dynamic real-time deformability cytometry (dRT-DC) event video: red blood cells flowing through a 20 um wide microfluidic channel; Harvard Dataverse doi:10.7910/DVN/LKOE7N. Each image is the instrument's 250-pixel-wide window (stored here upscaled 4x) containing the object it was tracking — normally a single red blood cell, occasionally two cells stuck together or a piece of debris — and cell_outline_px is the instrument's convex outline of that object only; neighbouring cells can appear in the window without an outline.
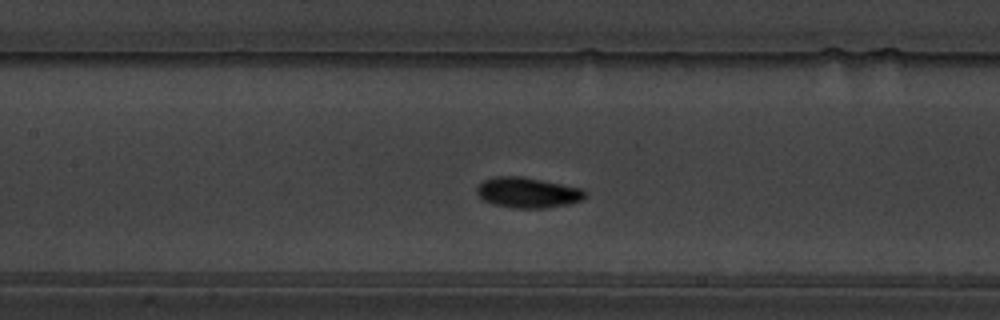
{"species": "common noctule bat (a hibernating species)", "species_latin": "Nyctalus noctula", "temperature_condition": "warm", "stored_images_in_passage": 45, "camera_frame_rate_fps": 3000, "um_per_image_px": 0.085, "animal": {"sex": "male", "body_mass_g": 19.5, "forearm_length_mm": 54.6}, "frame": {"image": 1, "passage_image": 14, "time_ms": 4.333, "image_size_px": [1000, 320], "cell_outline_px": [[588, 196], [584, 200], [568, 204], [540, 208], [516, 208], [496, 204], [484, 200], [476, 192], [476, 188], [484, 180], [492, 176], [524, 176], [584, 188], [588, 192]], "centroid_in_image_um": [44.93, 16.35], "position_along_channel_um": 162.5, "area_um2": 19.42}}
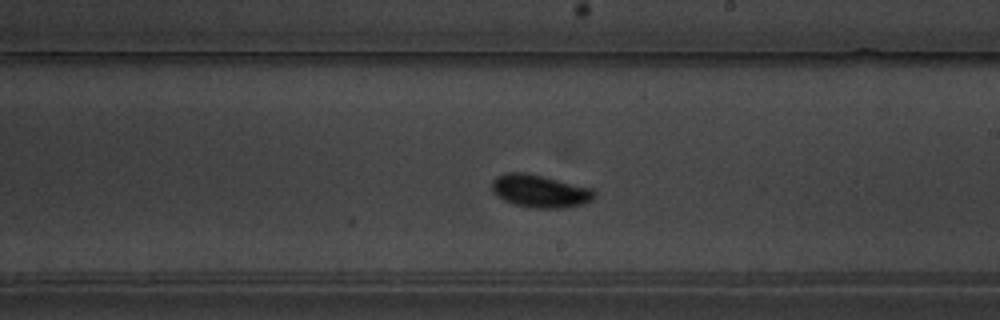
{"frame": {"image": 2, "passage_image": 21, "time_ms": 6.667, "image_size_px": [1000, 320], "cell_outline_px": [[596, 196], [592, 200], [584, 204], [564, 208], [528, 208], [512, 204], [496, 196], [492, 192], [492, 180], [496, 176], [504, 172], [524, 172], [592, 188], [596, 192]], "centroid_in_image_um": [45.87, 16.25], "position_along_channel_um": 243.1, "area_um2": 19.83}}
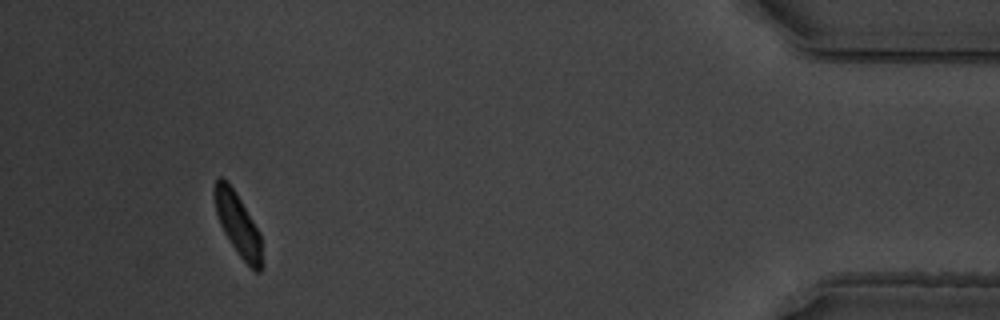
{"frame": {"image": 3, "passage_image": 41, "time_ms": 13.333, "image_size_px": [1000, 320], "cell_outline_px": [[264, 264], [260, 272], [256, 272], [240, 256], [228, 240], [220, 224], [216, 212], [212, 196], [212, 192], [216, 180], [220, 176], [228, 180], [236, 192], [260, 232]], "centroid_in_image_um": [20.22, 19.05], "position_along_channel_um": 415.0, "area_um2": 17.74}, "authors_computed_cell_mechanics": {"area_um2": 18.1492, "velocity_mm_per_s": 3.4693, "shape_relaxation_time_tau1_ms": 4.1312, "shape_relaxation_time_tau2_ms": null, "deformation_change_tau1": 0.1787, "deformation_change_tau2": null}}